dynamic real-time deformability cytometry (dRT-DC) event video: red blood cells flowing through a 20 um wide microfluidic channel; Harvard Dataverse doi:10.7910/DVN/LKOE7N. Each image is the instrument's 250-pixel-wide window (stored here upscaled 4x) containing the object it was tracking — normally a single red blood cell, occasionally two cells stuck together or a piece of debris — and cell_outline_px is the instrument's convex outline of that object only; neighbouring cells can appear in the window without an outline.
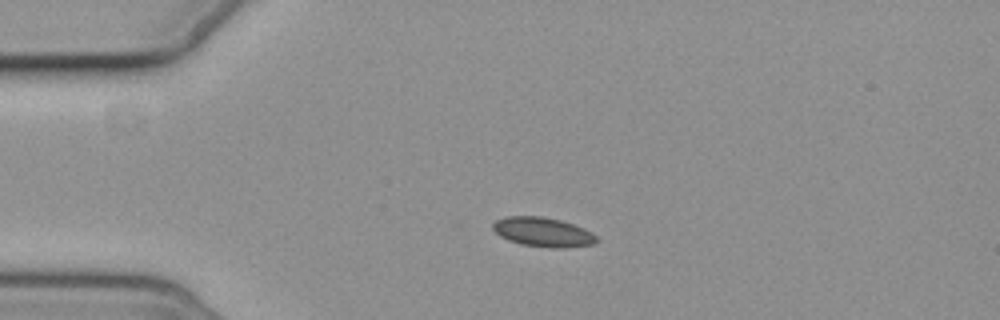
{"species": "common noctule bat (a hibernating species)", "species_latin": "Nyctalus noctula", "temperature_condition": "cold", "stored_images_in_passage": 5, "camera_frame_rate_fps": 3000, "um_per_image_px": 0.085, "animal": {"sex": "female", "body_mass_g": 19.3, "forearm_length_mm": 54.1}, "frame": {"image": 1, "passage_image": 4, "time_ms": 3.667, "image_size_px": [1000, 320], "cell_outline_px": [[600, 240], [592, 244], [564, 248], [548, 248], [520, 244], [508, 240], [500, 236], [492, 228], [492, 224], [496, 220], [504, 216], [540, 216], [560, 220], [584, 228], [592, 232]], "centroid_in_image_um": [46.14, 19.73], "position_along_channel_um": 38.9, "area_um2": 17.86}}